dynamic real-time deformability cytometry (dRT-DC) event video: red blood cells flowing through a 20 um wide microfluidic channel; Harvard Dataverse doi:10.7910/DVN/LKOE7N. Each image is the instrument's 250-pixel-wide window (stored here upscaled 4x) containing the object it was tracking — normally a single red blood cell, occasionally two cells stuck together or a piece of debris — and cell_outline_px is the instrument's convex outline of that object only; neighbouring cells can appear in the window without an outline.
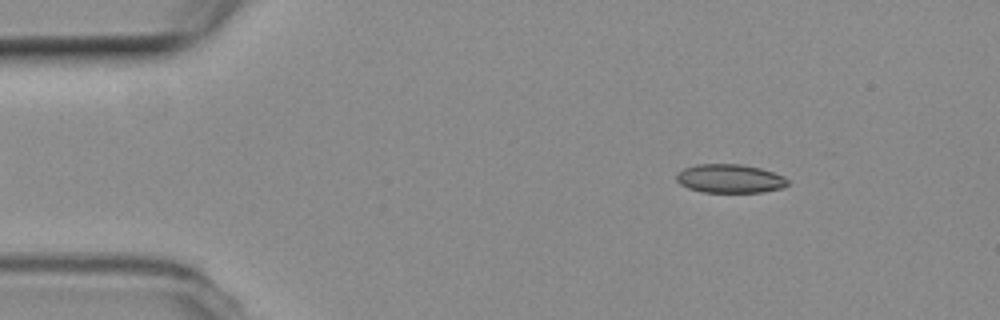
{"species": "common noctule bat (a hibernating species)", "species_latin": "Nyctalus noctula", "temperature_condition": "room temperature", "stored_images_in_passage": 54, "camera_frame_rate_fps": 3000, "um_per_image_px": 0.085, "animal": {"sex": "female", "body_mass_g": 19.3, "forearm_length_mm": 54.1}, "frame": {"image": 1, "passage_image": 7, "time_ms": 2.0, "image_size_px": [1000, 320], "cell_outline_px": [[788, 184], [784, 188], [760, 192], [704, 192], [688, 188], [680, 184], [676, 180], [676, 172], [684, 168], [696, 164], [740, 164], [760, 168], [784, 176], [788, 180]], "centroid_in_image_um": [62.02, 15.18], "position_along_channel_um": 23.0, "area_um2": 18.67}}
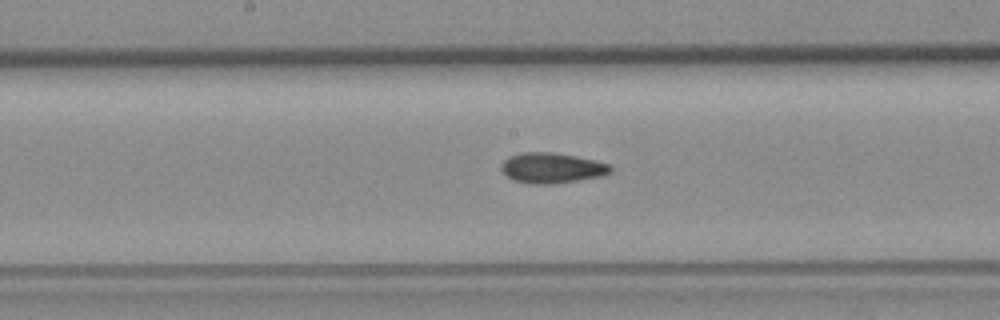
{"frame": {"image": 2, "passage_image": 27, "time_ms": 8.667, "image_size_px": [1000, 320], "cell_outline_px": [[612, 172], [600, 176], [552, 184], [528, 184], [512, 180], [500, 168], [504, 160], [508, 156], [520, 152], [552, 152], [576, 156], [596, 160], [608, 164], [612, 168]], "centroid_in_image_um": [46.88, 14.27], "position_along_channel_um": 201.3, "area_um2": 19.36}}
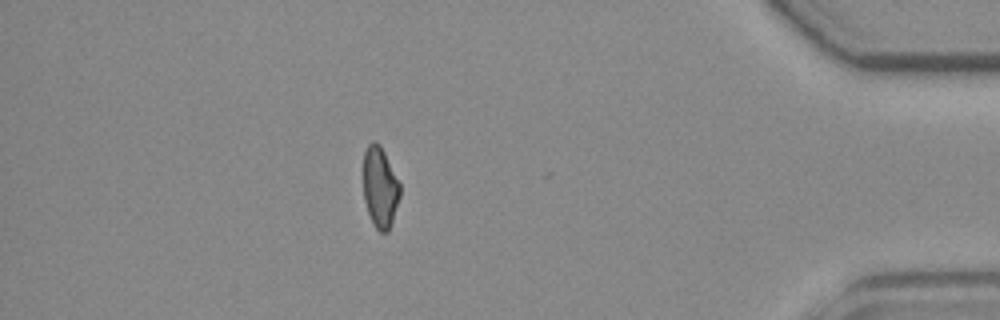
{"frame": {"image": 3, "passage_image": 47, "time_ms": 15.333, "image_size_px": [1000, 320], "cell_outline_px": [[400, 196], [388, 232], [380, 232], [376, 228], [368, 212], [364, 200], [364, 152], [368, 144], [372, 140], [376, 140], [380, 144], [400, 184]], "centroid_in_image_um": [32.3, 15.89], "position_along_channel_um": 402.9, "area_um2": 17.05}, "authors_computed_cell_mechanics": {"area_um2": 18.6116, "velocity_mm_per_s": 3.7612, "shape_relaxation_time_tau1_ms": null, "shape_relaxation_time_tau2_ms": 4.3043, "deformation_change_tau1": null, "deformation_change_tau2": 0.1034}}